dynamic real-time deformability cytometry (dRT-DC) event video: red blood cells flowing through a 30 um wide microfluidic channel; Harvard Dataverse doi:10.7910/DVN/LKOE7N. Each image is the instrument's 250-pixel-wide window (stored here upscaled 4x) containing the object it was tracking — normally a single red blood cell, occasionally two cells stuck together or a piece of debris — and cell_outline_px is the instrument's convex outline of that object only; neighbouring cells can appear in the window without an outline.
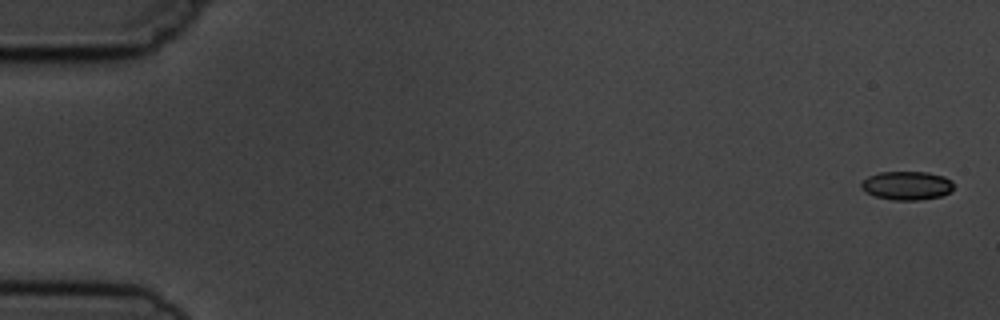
{"species": "common noctule bat (a hibernating species)", "species_latin": "Nyctalus noctula", "temperature_condition": "cold", "stored_images_in_passage": 6, "camera_frame_rate_fps": 3000, "um_per_image_px": 0.085, "animal": {"sex": "male", "body_mass_g": 19.5, "forearm_length_mm": 54.6}, "frame": {"image": 1, "passage_image": 1, "time_ms": 0.0, "image_size_px": [1000, 320], "cell_outline_px": [[952, 192], [940, 196], [920, 200], [892, 200], [876, 196], [860, 188], [860, 184], [868, 176], [880, 172], [928, 172], [944, 176], [952, 180]], "centroid_in_image_um": [77.1, 15.77], "position_along_channel_um": 7.9, "area_um2": 15.43}}
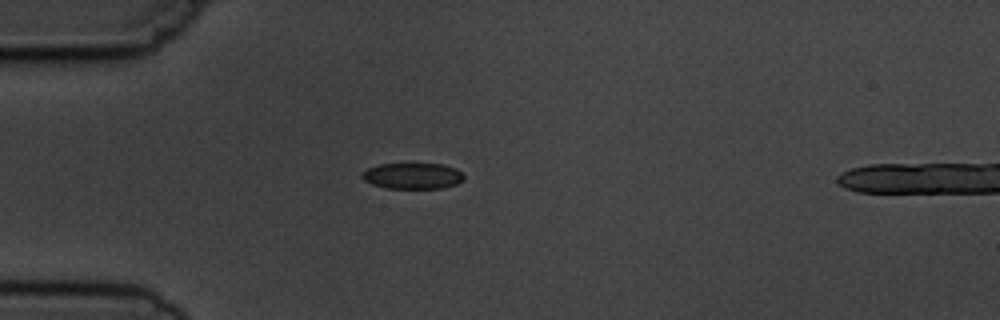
{"frame": {"image": 2, "passage_image": 5, "time_ms": 4.667, "image_size_px": [1000, 320], "cell_outline_px": [[464, 180], [456, 184], [440, 188], [384, 188], [372, 184], [364, 180], [360, 176], [368, 168], [380, 164], [444, 164], [456, 168], [464, 176]], "centroid_in_image_um": [35.08, 14.95], "position_along_channel_um": 49.9, "area_um2": 15.37}}